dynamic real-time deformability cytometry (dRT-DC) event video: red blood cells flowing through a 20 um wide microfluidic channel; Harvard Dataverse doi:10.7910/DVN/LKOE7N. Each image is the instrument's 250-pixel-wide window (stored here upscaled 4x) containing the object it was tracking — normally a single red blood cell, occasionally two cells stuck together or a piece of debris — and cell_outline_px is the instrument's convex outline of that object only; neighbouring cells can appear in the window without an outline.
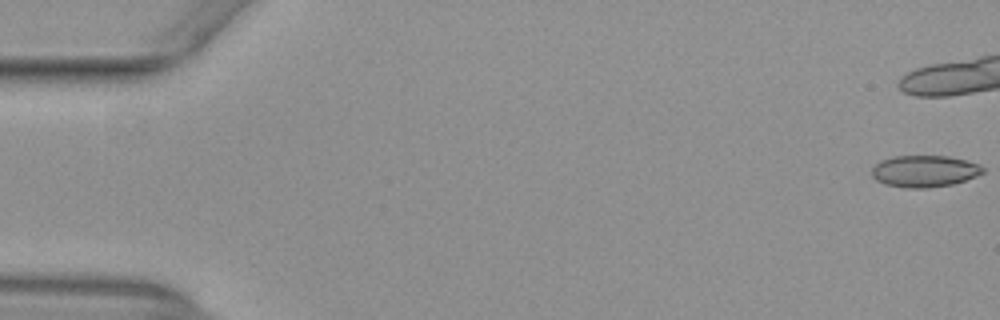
{"species": "common noctule bat (a hibernating species)", "species_latin": "Nyctalus noctula", "temperature_condition": "warm", "stored_images_in_passage": 14, "camera_frame_rate_fps": 3000, "um_per_image_px": 0.085, "animal": {"sex": "female", "body_mass_g": 29.2, "forearm_length_mm": 56.3}, "frame": {"image": 1, "passage_image": 1, "time_ms": 0.0, "image_size_px": [1000, 320], "cell_outline_px": [[984, 172], [976, 176], [952, 184], [928, 188], [904, 188], [884, 184], [876, 180], [872, 176], [872, 168], [880, 160], [896, 156], [948, 156], [964, 160], [976, 164], [984, 168]], "centroid_in_image_um": [78.54, 14.56], "position_along_channel_um": 6.5, "area_um2": 20.4}}